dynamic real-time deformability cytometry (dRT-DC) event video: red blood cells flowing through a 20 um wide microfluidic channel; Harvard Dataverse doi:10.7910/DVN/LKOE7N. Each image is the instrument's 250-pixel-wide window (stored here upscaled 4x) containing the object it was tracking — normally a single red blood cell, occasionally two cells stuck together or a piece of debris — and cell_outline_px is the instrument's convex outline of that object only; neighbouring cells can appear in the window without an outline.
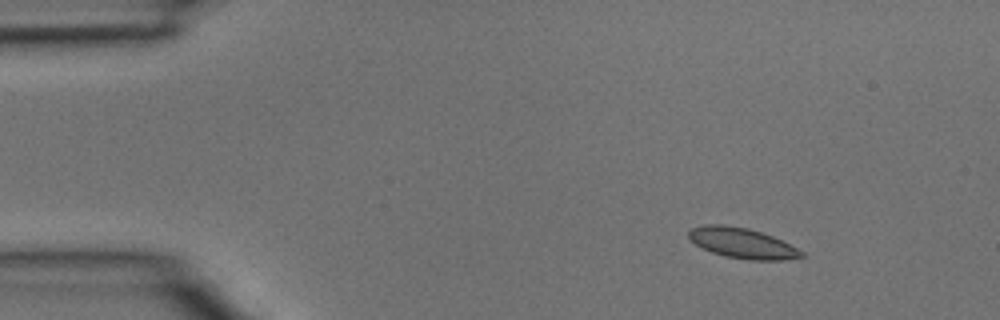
{"species": "common noctule bat (a hibernating species)", "species_latin": "Nyctalus noctula", "temperature_condition": "room temperature", "stored_images_in_passage": 3, "camera_frame_rate_fps": 3000, "um_per_image_px": 0.085, "animal": {"sex": "male", "body_mass_g": 15.6}, "frame": {"image": 1, "passage_image": 1, "time_ms": 0.0, "image_size_px": [1000, 320], "cell_outline_px": [[804, 256], [784, 260], [752, 260], [728, 256], [712, 252], [688, 240], [688, 232], [692, 228], [704, 224], [724, 224], [748, 228], [772, 236], [804, 252]], "centroid_in_image_um": [63.05, 20.65], "position_along_channel_um": 21.9, "area_um2": 19.71}}